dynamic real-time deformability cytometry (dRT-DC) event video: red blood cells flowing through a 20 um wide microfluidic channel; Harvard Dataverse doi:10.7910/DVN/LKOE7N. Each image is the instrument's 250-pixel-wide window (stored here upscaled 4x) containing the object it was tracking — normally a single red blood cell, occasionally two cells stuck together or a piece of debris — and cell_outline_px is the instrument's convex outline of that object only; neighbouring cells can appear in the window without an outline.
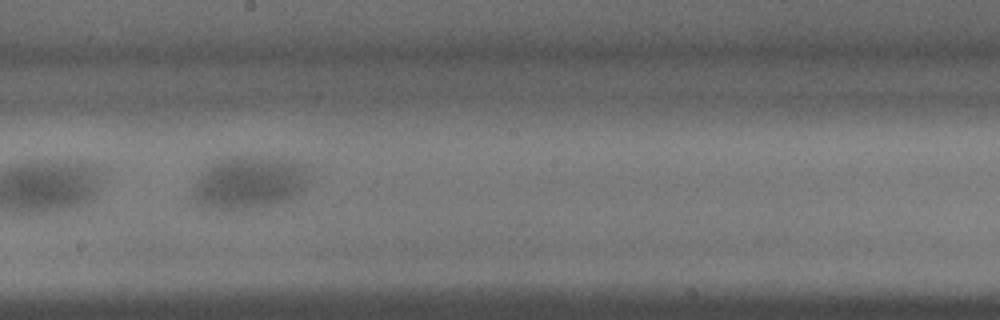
{"species": "common noctule bat (a hibernating species)", "species_latin": "Nyctalus noctula", "temperature_condition": "warm", "stored_images_in_passage": 35, "camera_frame_rate_fps": 3000, "um_per_image_px": 0.085, "animal": {"sex": "male", "body_mass_g": 15.6}, "frame": {"image": 1, "passage_image": 19, "time_ms": 6.0, "image_size_px": [1000, 320], "cell_outline_px": [[308, 184], [300, 192], [288, 200], [240, 212], [216, 212], [204, 208], [192, 196], [192, 188], [200, 172], [212, 164], [220, 160], [232, 156], [264, 156], [296, 160], [308, 164]], "centroid_in_image_um": [21.17, 15.55], "position_along_channel_um": 227.0, "area_um2": 37.11}}
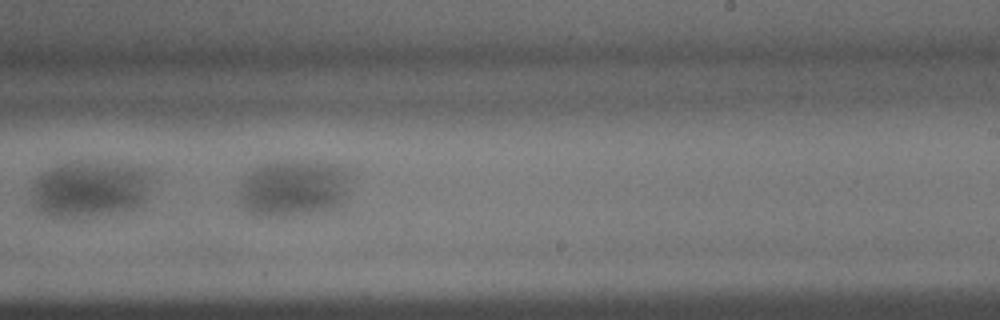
{"frame": {"image": 2, "passage_image": 21, "time_ms": 6.667, "image_size_px": [1000, 320], "cell_outline_px": [[352, 172], [340, 204], [332, 208], [284, 216], [260, 216], [248, 212], [236, 200], [244, 180], [260, 164], [272, 160], [316, 160], [336, 164], [348, 168]], "centroid_in_image_um": [24.94, 15.93], "position_along_channel_um": 264.1, "area_um2": 37.11}}